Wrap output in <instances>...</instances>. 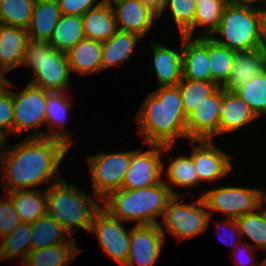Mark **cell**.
Returning <instances> with one entry per match:
<instances>
[{"instance_id": "46", "label": "cell", "mask_w": 266, "mask_h": 266, "mask_svg": "<svg viewBox=\"0 0 266 266\" xmlns=\"http://www.w3.org/2000/svg\"><path fill=\"white\" fill-rule=\"evenodd\" d=\"M262 47L266 50V8L262 11Z\"/></svg>"}, {"instance_id": "51", "label": "cell", "mask_w": 266, "mask_h": 266, "mask_svg": "<svg viewBox=\"0 0 266 266\" xmlns=\"http://www.w3.org/2000/svg\"><path fill=\"white\" fill-rule=\"evenodd\" d=\"M6 80H0V87L5 83Z\"/></svg>"}, {"instance_id": "26", "label": "cell", "mask_w": 266, "mask_h": 266, "mask_svg": "<svg viewBox=\"0 0 266 266\" xmlns=\"http://www.w3.org/2000/svg\"><path fill=\"white\" fill-rule=\"evenodd\" d=\"M82 20L87 39L104 42L118 31L115 15L108 0L85 12Z\"/></svg>"}, {"instance_id": "6", "label": "cell", "mask_w": 266, "mask_h": 266, "mask_svg": "<svg viewBox=\"0 0 266 266\" xmlns=\"http://www.w3.org/2000/svg\"><path fill=\"white\" fill-rule=\"evenodd\" d=\"M215 42L234 51H248L262 47V11L226 5L216 31Z\"/></svg>"}, {"instance_id": "45", "label": "cell", "mask_w": 266, "mask_h": 266, "mask_svg": "<svg viewBox=\"0 0 266 266\" xmlns=\"http://www.w3.org/2000/svg\"><path fill=\"white\" fill-rule=\"evenodd\" d=\"M235 5L263 11L266 8V0H236Z\"/></svg>"}, {"instance_id": "42", "label": "cell", "mask_w": 266, "mask_h": 266, "mask_svg": "<svg viewBox=\"0 0 266 266\" xmlns=\"http://www.w3.org/2000/svg\"><path fill=\"white\" fill-rule=\"evenodd\" d=\"M233 249L232 256L237 266H266V259L260 263L257 258H254L256 249L252 247V243L247 242V239L241 240Z\"/></svg>"}, {"instance_id": "19", "label": "cell", "mask_w": 266, "mask_h": 266, "mask_svg": "<svg viewBox=\"0 0 266 266\" xmlns=\"http://www.w3.org/2000/svg\"><path fill=\"white\" fill-rule=\"evenodd\" d=\"M182 78L211 81L208 58V37L183 36Z\"/></svg>"}, {"instance_id": "24", "label": "cell", "mask_w": 266, "mask_h": 266, "mask_svg": "<svg viewBox=\"0 0 266 266\" xmlns=\"http://www.w3.org/2000/svg\"><path fill=\"white\" fill-rule=\"evenodd\" d=\"M142 39L134 33L118 30L107 41L102 42L101 71L130 62L138 41Z\"/></svg>"}, {"instance_id": "44", "label": "cell", "mask_w": 266, "mask_h": 266, "mask_svg": "<svg viewBox=\"0 0 266 266\" xmlns=\"http://www.w3.org/2000/svg\"><path fill=\"white\" fill-rule=\"evenodd\" d=\"M217 227L223 229L224 232L227 228L229 229V231L226 230L225 233L220 230V233L217 232V234H219L218 236L225 244L235 247L242 240L235 219L226 218L223 223H218ZM234 238L236 240L235 243L233 241Z\"/></svg>"}, {"instance_id": "15", "label": "cell", "mask_w": 266, "mask_h": 266, "mask_svg": "<svg viewBox=\"0 0 266 266\" xmlns=\"http://www.w3.org/2000/svg\"><path fill=\"white\" fill-rule=\"evenodd\" d=\"M165 240L159 224L132 226L124 266H154L161 256Z\"/></svg>"}, {"instance_id": "22", "label": "cell", "mask_w": 266, "mask_h": 266, "mask_svg": "<svg viewBox=\"0 0 266 266\" xmlns=\"http://www.w3.org/2000/svg\"><path fill=\"white\" fill-rule=\"evenodd\" d=\"M232 66L230 76L223 88L234 91L266 69V50L256 48L235 51Z\"/></svg>"}, {"instance_id": "4", "label": "cell", "mask_w": 266, "mask_h": 266, "mask_svg": "<svg viewBox=\"0 0 266 266\" xmlns=\"http://www.w3.org/2000/svg\"><path fill=\"white\" fill-rule=\"evenodd\" d=\"M96 195H89L67 179L52 183L47 187V213L70 234L78 230L90 231L93 216L101 207Z\"/></svg>"}, {"instance_id": "18", "label": "cell", "mask_w": 266, "mask_h": 266, "mask_svg": "<svg viewBox=\"0 0 266 266\" xmlns=\"http://www.w3.org/2000/svg\"><path fill=\"white\" fill-rule=\"evenodd\" d=\"M72 98L67 91L49 92L47 91L46 119H45V137L54 138L64 142L71 148L73 132L66 128L68 123L69 111L73 109Z\"/></svg>"}, {"instance_id": "7", "label": "cell", "mask_w": 266, "mask_h": 266, "mask_svg": "<svg viewBox=\"0 0 266 266\" xmlns=\"http://www.w3.org/2000/svg\"><path fill=\"white\" fill-rule=\"evenodd\" d=\"M181 197L183 198V196H174L169 201L159 222L164 237L167 239L170 233L179 243L205 232L213 218L201 196L189 203H183Z\"/></svg>"}, {"instance_id": "30", "label": "cell", "mask_w": 266, "mask_h": 266, "mask_svg": "<svg viewBox=\"0 0 266 266\" xmlns=\"http://www.w3.org/2000/svg\"><path fill=\"white\" fill-rule=\"evenodd\" d=\"M85 38L82 16L61 14L48 42L54 49L67 53Z\"/></svg>"}, {"instance_id": "14", "label": "cell", "mask_w": 266, "mask_h": 266, "mask_svg": "<svg viewBox=\"0 0 266 266\" xmlns=\"http://www.w3.org/2000/svg\"><path fill=\"white\" fill-rule=\"evenodd\" d=\"M117 22L118 30L134 33L144 38L158 20V10L149 0H108ZM155 22V23H154Z\"/></svg>"}, {"instance_id": "10", "label": "cell", "mask_w": 266, "mask_h": 266, "mask_svg": "<svg viewBox=\"0 0 266 266\" xmlns=\"http://www.w3.org/2000/svg\"><path fill=\"white\" fill-rule=\"evenodd\" d=\"M94 195L103 200L120 189L131 161V150L100 152L86 157Z\"/></svg>"}, {"instance_id": "13", "label": "cell", "mask_w": 266, "mask_h": 266, "mask_svg": "<svg viewBox=\"0 0 266 266\" xmlns=\"http://www.w3.org/2000/svg\"><path fill=\"white\" fill-rule=\"evenodd\" d=\"M192 146L191 157L198 174L200 184L214 183L227 179L233 169L232 156L218 147L214 139H189Z\"/></svg>"}, {"instance_id": "29", "label": "cell", "mask_w": 266, "mask_h": 266, "mask_svg": "<svg viewBox=\"0 0 266 266\" xmlns=\"http://www.w3.org/2000/svg\"><path fill=\"white\" fill-rule=\"evenodd\" d=\"M28 189L6 192L21 219V222L33 223L47 214V187L43 190Z\"/></svg>"}, {"instance_id": "41", "label": "cell", "mask_w": 266, "mask_h": 266, "mask_svg": "<svg viewBox=\"0 0 266 266\" xmlns=\"http://www.w3.org/2000/svg\"><path fill=\"white\" fill-rule=\"evenodd\" d=\"M20 223L21 219L10 196L7 193L3 197L0 196V238L10 235Z\"/></svg>"}, {"instance_id": "9", "label": "cell", "mask_w": 266, "mask_h": 266, "mask_svg": "<svg viewBox=\"0 0 266 266\" xmlns=\"http://www.w3.org/2000/svg\"><path fill=\"white\" fill-rule=\"evenodd\" d=\"M148 149H131V161L122 183L124 189L147 188L163 181V156L179 149L176 145L147 144ZM166 152V153H165Z\"/></svg>"}, {"instance_id": "40", "label": "cell", "mask_w": 266, "mask_h": 266, "mask_svg": "<svg viewBox=\"0 0 266 266\" xmlns=\"http://www.w3.org/2000/svg\"><path fill=\"white\" fill-rule=\"evenodd\" d=\"M18 88L10 79L0 87V130L13 135V88Z\"/></svg>"}, {"instance_id": "23", "label": "cell", "mask_w": 266, "mask_h": 266, "mask_svg": "<svg viewBox=\"0 0 266 266\" xmlns=\"http://www.w3.org/2000/svg\"><path fill=\"white\" fill-rule=\"evenodd\" d=\"M169 160L171 161L167 166L163 163V176L167 178H163V181L170 188L174 196L185 195L187 197L190 194L188 190L183 194H180L177 190H180V188L190 190L197 186L199 187L200 180L193 159L190 154L186 155L184 153L183 155L178 154L174 158L170 157Z\"/></svg>"}, {"instance_id": "16", "label": "cell", "mask_w": 266, "mask_h": 266, "mask_svg": "<svg viewBox=\"0 0 266 266\" xmlns=\"http://www.w3.org/2000/svg\"><path fill=\"white\" fill-rule=\"evenodd\" d=\"M222 103L223 87H218L187 116V140L215 139L219 135V118Z\"/></svg>"}, {"instance_id": "38", "label": "cell", "mask_w": 266, "mask_h": 266, "mask_svg": "<svg viewBox=\"0 0 266 266\" xmlns=\"http://www.w3.org/2000/svg\"><path fill=\"white\" fill-rule=\"evenodd\" d=\"M177 87L181 95L186 116L218 88L213 81L191 80L186 78H182L177 84Z\"/></svg>"}, {"instance_id": "35", "label": "cell", "mask_w": 266, "mask_h": 266, "mask_svg": "<svg viewBox=\"0 0 266 266\" xmlns=\"http://www.w3.org/2000/svg\"><path fill=\"white\" fill-rule=\"evenodd\" d=\"M241 239L244 241L247 237L256 250L266 252V215L264 211L258 208L256 211L247 213L235 219ZM257 247V248H255Z\"/></svg>"}, {"instance_id": "33", "label": "cell", "mask_w": 266, "mask_h": 266, "mask_svg": "<svg viewBox=\"0 0 266 266\" xmlns=\"http://www.w3.org/2000/svg\"><path fill=\"white\" fill-rule=\"evenodd\" d=\"M31 223L22 222L20 225L11 232L0 239V261H8L20 259L22 264L27 254L31 251V236H32Z\"/></svg>"}, {"instance_id": "53", "label": "cell", "mask_w": 266, "mask_h": 266, "mask_svg": "<svg viewBox=\"0 0 266 266\" xmlns=\"http://www.w3.org/2000/svg\"><path fill=\"white\" fill-rule=\"evenodd\" d=\"M0 80H6L5 78H3L2 76H0Z\"/></svg>"}, {"instance_id": "31", "label": "cell", "mask_w": 266, "mask_h": 266, "mask_svg": "<svg viewBox=\"0 0 266 266\" xmlns=\"http://www.w3.org/2000/svg\"><path fill=\"white\" fill-rule=\"evenodd\" d=\"M31 226V250L66 243L71 238L63 226L48 213L36 219Z\"/></svg>"}, {"instance_id": "47", "label": "cell", "mask_w": 266, "mask_h": 266, "mask_svg": "<svg viewBox=\"0 0 266 266\" xmlns=\"http://www.w3.org/2000/svg\"><path fill=\"white\" fill-rule=\"evenodd\" d=\"M259 207H266V189L258 188Z\"/></svg>"}, {"instance_id": "32", "label": "cell", "mask_w": 266, "mask_h": 266, "mask_svg": "<svg viewBox=\"0 0 266 266\" xmlns=\"http://www.w3.org/2000/svg\"><path fill=\"white\" fill-rule=\"evenodd\" d=\"M197 0H167L158 10V20H161L164 12H169L171 21L179 30L178 35L197 38L195 34V12ZM195 35V36H194Z\"/></svg>"}, {"instance_id": "2", "label": "cell", "mask_w": 266, "mask_h": 266, "mask_svg": "<svg viewBox=\"0 0 266 266\" xmlns=\"http://www.w3.org/2000/svg\"><path fill=\"white\" fill-rule=\"evenodd\" d=\"M134 119L146 145H176L180 138L187 140V116L177 86H160L149 92Z\"/></svg>"}, {"instance_id": "50", "label": "cell", "mask_w": 266, "mask_h": 266, "mask_svg": "<svg viewBox=\"0 0 266 266\" xmlns=\"http://www.w3.org/2000/svg\"><path fill=\"white\" fill-rule=\"evenodd\" d=\"M221 1L224 2L226 5H229V4H235L236 0H221Z\"/></svg>"}, {"instance_id": "37", "label": "cell", "mask_w": 266, "mask_h": 266, "mask_svg": "<svg viewBox=\"0 0 266 266\" xmlns=\"http://www.w3.org/2000/svg\"><path fill=\"white\" fill-rule=\"evenodd\" d=\"M259 118H266V69L234 90Z\"/></svg>"}, {"instance_id": "8", "label": "cell", "mask_w": 266, "mask_h": 266, "mask_svg": "<svg viewBox=\"0 0 266 266\" xmlns=\"http://www.w3.org/2000/svg\"><path fill=\"white\" fill-rule=\"evenodd\" d=\"M47 91L26 84L17 91L13 89V135L21 136L28 130L26 137H45ZM42 129V130H41Z\"/></svg>"}, {"instance_id": "34", "label": "cell", "mask_w": 266, "mask_h": 266, "mask_svg": "<svg viewBox=\"0 0 266 266\" xmlns=\"http://www.w3.org/2000/svg\"><path fill=\"white\" fill-rule=\"evenodd\" d=\"M234 50L215 42L208 37V58L211 72V81L218 87H223L232 71Z\"/></svg>"}, {"instance_id": "43", "label": "cell", "mask_w": 266, "mask_h": 266, "mask_svg": "<svg viewBox=\"0 0 266 266\" xmlns=\"http://www.w3.org/2000/svg\"><path fill=\"white\" fill-rule=\"evenodd\" d=\"M106 0H58L61 14L82 16L89 9L100 6Z\"/></svg>"}, {"instance_id": "25", "label": "cell", "mask_w": 266, "mask_h": 266, "mask_svg": "<svg viewBox=\"0 0 266 266\" xmlns=\"http://www.w3.org/2000/svg\"><path fill=\"white\" fill-rule=\"evenodd\" d=\"M66 54L71 73L88 76L101 72L102 42L85 38Z\"/></svg>"}, {"instance_id": "12", "label": "cell", "mask_w": 266, "mask_h": 266, "mask_svg": "<svg viewBox=\"0 0 266 266\" xmlns=\"http://www.w3.org/2000/svg\"><path fill=\"white\" fill-rule=\"evenodd\" d=\"M125 223L101 206L93 216L89 231L96 236L104 253L120 266L125 265L130 246L131 228L126 229Z\"/></svg>"}, {"instance_id": "1", "label": "cell", "mask_w": 266, "mask_h": 266, "mask_svg": "<svg viewBox=\"0 0 266 266\" xmlns=\"http://www.w3.org/2000/svg\"><path fill=\"white\" fill-rule=\"evenodd\" d=\"M69 150L64 142L46 137H25L7 146L0 156L2 190L38 189L61 180L59 168Z\"/></svg>"}, {"instance_id": "5", "label": "cell", "mask_w": 266, "mask_h": 266, "mask_svg": "<svg viewBox=\"0 0 266 266\" xmlns=\"http://www.w3.org/2000/svg\"><path fill=\"white\" fill-rule=\"evenodd\" d=\"M33 72L28 83L49 92L69 93L71 70L67 54L54 49L46 40L28 38L21 67Z\"/></svg>"}, {"instance_id": "11", "label": "cell", "mask_w": 266, "mask_h": 266, "mask_svg": "<svg viewBox=\"0 0 266 266\" xmlns=\"http://www.w3.org/2000/svg\"><path fill=\"white\" fill-rule=\"evenodd\" d=\"M200 196L206 203L210 216H213L214 212H221L227 218L237 219L259 208L257 187L227 184L210 188Z\"/></svg>"}, {"instance_id": "28", "label": "cell", "mask_w": 266, "mask_h": 266, "mask_svg": "<svg viewBox=\"0 0 266 266\" xmlns=\"http://www.w3.org/2000/svg\"><path fill=\"white\" fill-rule=\"evenodd\" d=\"M75 239V237H71L66 243L31 250L21 265L66 266L81 252V249L76 245Z\"/></svg>"}, {"instance_id": "27", "label": "cell", "mask_w": 266, "mask_h": 266, "mask_svg": "<svg viewBox=\"0 0 266 266\" xmlns=\"http://www.w3.org/2000/svg\"><path fill=\"white\" fill-rule=\"evenodd\" d=\"M61 17L58 0H36L27 32L29 38L49 41Z\"/></svg>"}, {"instance_id": "52", "label": "cell", "mask_w": 266, "mask_h": 266, "mask_svg": "<svg viewBox=\"0 0 266 266\" xmlns=\"http://www.w3.org/2000/svg\"><path fill=\"white\" fill-rule=\"evenodd\" d=\"M260 209H262L266 215V207H259Z\"/></svg>"}, {"instance_id": "17", "label": "cell", "mask_w": 266, "mask_h": 266, "mask_svg": "<svg viewBox=\"0 0 266 266\" xmlns=\"http://www.w3.org/2000/svg\"><path fill=\"white\" fill-rule=\"evenodd\" d=\"M180 50L157 43L155 40L149 41V47L153 52L152 64L150 67L155 73L157 87L177 86L182 79V47L183 35H180Z\"/></svg>"}, {"instance_id": "20", "label": "cell", "mask_w": 266, "mask_h": 266, "mask_svg": "<svg viewBox=\"0 0 266 266\" xmlns=\"http://www.w3.org/2000/svg\"><path fill=\"white\" fill-rule=\"evenodd\" d=\"M258 117L248 104L238 96L235 91L223 88V103L219 118V136L227 133H235L249 124L256 122Z\"/></svg>"}, {"instance_id": "21", "label": "cell", "mask_w": 266, "mask_h": 266, "mask_svg": "<svg viewBox=\"0 0 266 266\" xmlns=\"http://www.w3.org/2000/svg\"><path fill=\"white\" fill-rule=\"evenodd\" d=\"M28 38L26 29L0 24V76L21 67Z\"/></svg>"}, {"instance_id": "39", "label": "cell", "mask_w": 266, "mask_h": 266, "mask_svg": "<svg viewBox=\"0 0 266 266\" xmlns=\"http://www.w3.org/2000/svg\"><path fill=\"white\" fill-rule=\"evenodd\" d=\"M36 0H0V24L27 29Z\"/></svg>"}, {"instance_id": "48", "label": "cell", "mask_w": 266, "mask_h": 266, "mask_svg": "<svg viewBox=\"0 0 266 266\" xmlns=\"http://www.w3.org/2000/svg\"><path fill=\"white\" fill-rule=\"evenodd\" d=\"M6 134L0 130V156L6 150L7 142H6Z\"/></svg>"}, {"instance_id": "49", "label": "cell", "mask_w": 266, "mask_h": 266, "mask_svg": "<svg viewBox=\"0 0 266 266\" xmlns=\"http://www.w3.org/2000/svg\"><path fill=\"white\" fill-rule=\"evenodd\" d=\"M167 0H149V2L159 10L160 7L166 2Z\"/></svg>"}, {"instance_id": "36", "label": "cell", "mask_w": 266, "mask_h": 266, "mask_svg": "<svg viewBox=\"0 0 266 266\" xmlns=\"http://www.w3.org/2000/svg\"><path fill=\"white\" fill-rule=\"evenodd\" d=\"M226 4L221 0H197L195 12V32L200 28L197 38L211 37L216 31Z\"/></svg>"}, {"instance_id": "3", "label": "cell", "mask_w": 266, "mask_h": 266, "mask_svg": "<svg viewBox=\"0 0 266 266\" xmlns=\"http://www.w3.org/2000/svg\"><path fill=\"white\" fill-rule=\"evenodd\" d=\"M174 197L164 181L134 190L120 188L109 193L101 206L112 216L134 225L159 224L169 201Z\"/></svg>"}]
</instances>
